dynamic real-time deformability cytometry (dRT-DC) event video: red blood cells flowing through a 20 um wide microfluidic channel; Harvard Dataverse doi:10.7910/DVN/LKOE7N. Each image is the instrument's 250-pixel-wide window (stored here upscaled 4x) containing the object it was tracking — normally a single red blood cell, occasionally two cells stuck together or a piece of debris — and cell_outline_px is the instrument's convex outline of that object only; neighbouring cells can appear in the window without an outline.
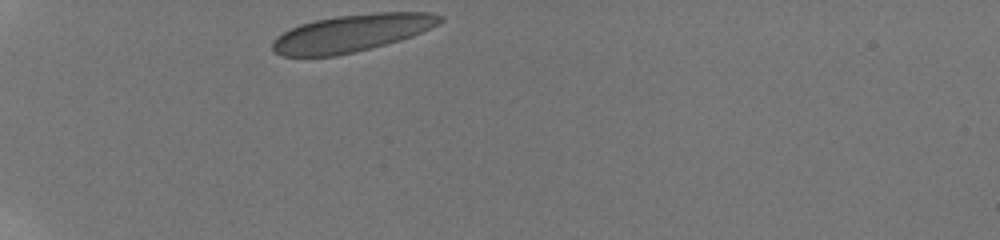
{"species": "human", "species_latin": "Homo sapiens", "temperature_condition": "room temperature", "stored_images_in_passage": 30, "camera_frame_rate_fps": 3000, "um_per_image_px": 0.085, "donor": {"sex": "male"}, "frame": {"image": 1, "passage_image": 1, "time_ms": 0.0, "image_size_px": [1000, 240], "cell_outline_px": [[444, 20], [412, 36], [400, 40], [336, 56], [280, 56], [272, 52], [272, 40], [276, 36], [300, 24], [316, 20], [336, 16], [376, 12], [432, 12], [444, 16]], "centroid_in_image_um": [29.86, 2.81], "position_along_channel_um": 55.1, "area_um2": 36.18}}
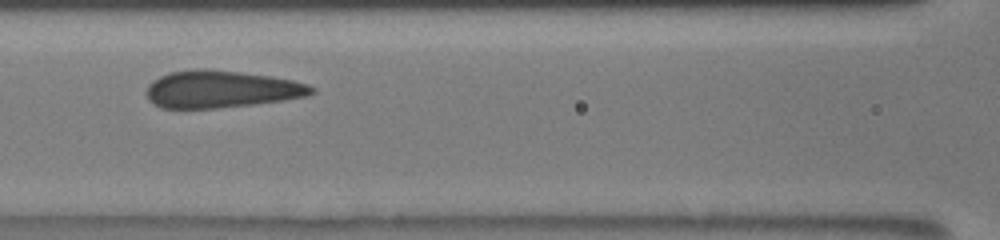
{"frame": {"image": 2, "passage_image": 7, "time_ms": 3.333, "image_size_px": [1000, 240], "cell_outline_px": [[316, 92], [308, 96], [284, 100], [252, 104], [216, 108], [160, 108], [152, 104], [148, 100], [148, 84], [152, 80], [168, 72], [192, 68], [208, 68], [240, 72], [268, 76], [292, 80], [308, 84], [316, 88]], "centroid_in_image_um": [18.79, 7.57], "position_along_channel_um": 147.8, "area_um2": 36.07}}
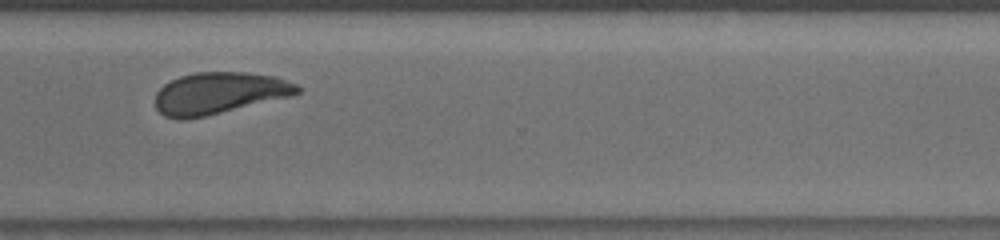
{"frame": {"image": 3, "passage_image": 19, "time_ms": 8.667, "image_size_px": [1000, 240], "cell_outline_px": [[300, 92], [292, 96], [204, 116], [184, 120], [180, 120], [164, 116], [156, 108], [156, 92], [164, 84], [180, 76], [196, 72], [248, 72], [276, 76], [296, 84], [300, 88]], "centroid_in_image_um": [18.63, 7.91], "position_along_channel_um": 352.0, "area_um2": 34.51}}